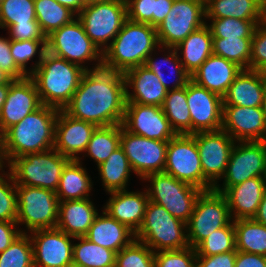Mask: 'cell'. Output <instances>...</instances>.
Here are the masks:
<instances>
[{
  "label": "cell",
  "mask_w": 266,
  "mask_h": 267,
  "mask_svg": "<svg viewBox=\"0 0 266 267\" xmlns=\"http://www.w3.org/2000/svg\"><path fill=\"white\" fill-rule=\"evenodd\" d=\"M123 73L103 67L84 72L79 87L63 110L98 126L122 124L126 107Z\"/></svg>",
  "instance_id": "1"
},
{
  "label": "cell",
  "mask_w": 266,
  "mask_h": 267,
  "mask_svg": "<svg viewBox=\"0 0 266 267\" xmlns=\"http://www.w3.org/2000/svg\"><path fill=\"white\" fill-rule=\"evenodd\" d=\"M59 110L42 105L1 135L3 156L7 165L16 157L54 148Z\"/></svg>",
  "instance_id": "2"
},
{
  "label": "cell",
  "mask_w": 266,
  "mask_h": 267,
  "mask_svg": "<svg viewBox=\"0 0 266 267\" xmlns=\"http://www.w3.org/2000/svg\"><path fill=\"white\" fill-rule=\"evenodd\" d=\"M159 46L155 27L127 19L103 52L102 67L124 73L144 65L146 58Z\"/></svg>",
  "instance_id": "3"
},
{
  "label": "cell",
  "mask_w": 266,
  "mask_h": 267,
  "mask_svg": "<svg viewBox=\"0 0 266 267\" xmlns=\"http://www.w3.org/2000/svg\"><path fill=\"white\" fill-rule=\"evenodd\" d=\"M85 71L46 51L29 77L36 85L42 105L63 109L71 101Z\"/></svg>",
  "instance_id": "4"
},
{
  "label": "cell",
  "mask_w": 266,
  "mask_h": 267,
  "mask_svg": "<svg viewBox=\"0 0 266 267\" xmlns=\"http://www.w3.org/2000/svg\"><path fill=\"white\" fill-rule=\"evenodd\" d=\"M135 239L154 252L189 246L186 223L173 217L163 206L149 200Z\"/></svg>",
  "instance_id": "5"
},
{
  "label": "cell",
  "mask_w": 266,
  "mask_h": 267,
  "mask_svg": "<svg viewBox=\"0 0 266 267\" xmlns=\"http://www.w3.org/2000/svg\"><path fill=\"white\" fill-rule=\"evenodd\" d=\"M46 46L50 54L77 64L86 71L102 67L103 53L87 36L78 17L48 35ZM92 61L95 63L89 68Z\"/></svg>",
  "instance_id": "6"
},
{
  "label": "cell",
  "mask_w": 266,
  "mask_h": 267,
  "mask_svg": "<svg viewBox=\"0 0 266 267\" xmlns=\"http://www.w3.org/2000/svg\"><path fill=\"white\" fill-rule=\"evenodd\" d=\"M70 159L54 148L14 158L6 168L16 185L39 187L56 192L62 170Z\"/></svg>",
  "instance_id": "7"
},
{
  "label": "cell",
  "mask_w": 266,
  "mask_h": 267,
  "mask_svg": "<svg viewBox=\"0 0 266 267\" xmlns=\"http://www.w3.org/2000/svg\"><path fill=\"white\" fill-rule=\"evenodd\" d=\"M146 192L150 201L163 206L173 217L187 223L203 190L177 180L165 172L148 174Z\"/></svg>",
  "instance_id": "8"
},
{
  "label": "cell",
  "mask_w": 266,
  "mask_h": 267,
  "mask_svg": "<svg viewBox=\"0 0 266 267\" xmlns=\"http://www.w3.org/2000/svg\"><path fill=\"white\" fill-rule=\"evenodd\" d=\"M17 218L21 233L38 229L56 228L58 222L59 200L56 192L24 185H16ZM25 226V230L23 227ZM27 229V230H26Z\"/></svg>",
  "instance_id": "9"
},
{
  "label": "cell",
  "mask_w": 266,
  "mask_h": 267,
  "mask_svg": "<svg viewBox=\"0 0 266 267\" xmlns=\"http://www.w3.org/2000/svg\"><path fill=\"white\" fill-rule=\"evenodd\" d=\"M77 17L82 22L87 36L103 53L127 20L126 1L106 0L88 3Z\"/></svg>",
  "instance_id": "10"
},
{
  "label": "cell",
  "mask_w": 266,
  "mask_h": 267,
  "mask_svg": "<svg viewBox=\"0 0 266 267\" xmlns=\"http://www.w3.org/2000/svg\"><path fill=\"white\" fill-rule=\"evenodd\" d=\"M164 172L203 191L214 187L203 176L194 134H177L168 141Z\"/></svg>",
  "instance_id": "11"
},
{
  "label": "cell",
  "mask_w": 266,
  "mask_h": 267,
  "mask_svg": "<svg viewBox=\"0 0 266 267\" xmlns=\"http://www.w3.org/2000/svg\"><path fill=\"white\" fill-rule=\"evenodd\" d=\"M231 221L225 196L214 189L203 191L186 223L189 246L195 249L214 230L227 226Z\"/></svg>",
  "instance_id": "12"
},
{
  "label": "cell",
  "mask_w": 266,
  "mask_h": 267,
  "mask_svg": "<svg viewBox=\"0 0 266 267\" xmlns=\"http://www.w3.org/2000/svg\"><path fill=\"white\" fill-rule=\"evenodd\" d=\"M206 24L205 1L174 0L172 9L156 27L160 46L176 47L187 36Z\"/></svg>",
  "instance_id": "13"
},
{
  "label": "cell",
  "mask_w": 266,
  "mask_h": 267,
  "mask_svg": "<svg viewBox=\"0 0 266 267\" xmlns=\"http://www.w3.org/2000/svg\"><path fill=\"white\" fill-rule=\"evenodd\" d=\"M253 177H266V145L264 141H236L223 183L213 189L223 193L227 188Z\"/></svg>",
  "instance_id": "14"
},
{
  "label": "cell",
  "mask_w": 266,
  "mask_h": 267,
  "mask_svg": "<svg viewBox=\"0 0 266 267\" xmlns=\"http://www.w3.org/2000/svg\"><path fill=\"white\" fill-rule=\"evenodd\" d=\"M120 147L140 180L148 174L164 172L168 142L133 134L121 124Z\"/></svg>",
  "instance_id": "15"
},
{
  "label": "cell",
  "mask_w": 266,
  "mask_h": 267,
  "mask_svg": "<svg viewBox=\"0 0 266 267\" xmlns=\"http://www.w3.org/2000/svg\"><path fill=\"white\" fill-rule=\"evenodd\" d=\"M195 141L205 179L215 187L221 182L236 141L224 130L197 132ZM220 180V181H219Z\"/></svg>",
  "instance_id": "16"
},
{
  "label": "cell",
  "mask_w": 266,
  "mask_h": 267,
  "mask_svg": "<svg viewBox=\"0 0 266 267\" xmlns=\"http://www.w3.org/2000/svg\"><path fill=\"white\" fill-rule=\"evenodd\" d=\"M186 98L191 116V134L222 129L223 97L196 84H186Z\"/></svg>",
  "instance_id": "17"
},
{
  "label": "cell",
  "mask_w": 266,
  "mask_h": 267,
  "mask_svg": "<svg viewBox=\"0 0 266 267\" xmlns=\"http://www.w3.org/2000/svg\"><path fill=\"white\" fill-rule=\"evenodd\" d=\"M28 234L33 245L34 267H68L73 264L74 237L57 228L38 229Z\"/></svg>",
  "instance_id": "18"
},
{
  "label": "cell",
  "mask_w": 266,
  "mask_h": 267,
  "mask_svg": "<svg viewBox=\"0 0 266 267\" xmlns=\"http://www.w3.org/2000/svg\"><path fill=\"white\" fill-rule=\"evenodd\" d=\"M122 126L133 134L164 142L177 135L158 106L126 103Z\"/></svg>",
  "instance_id": "19"
},
{
  "label": "cell",
  "mask_w": 266,
  "mask_h": 267,
  "mask_svg": "<svg viewBox=\"0 0 266 267\" xmlns=\"http://www.w3.org/2000/svg\"><path fill=\"white\" fill-rule=\"evenodd\" d=\"M42 106L34 81L27 76L13 80L0 113V135Z\"/></svg>",
  "instance_id": "20"
},
{
  "label": "cell",
  "mask_w": 266,
  "mask_h": 267,
  "mask_svg": "<svg viewBox=\"0 0 266 267\" xmlns=\"http://www.w3.org/2000/svg\"><path fill=\"white\" fill-rule=\"evenodd\" d=\"M222 130L235 141H264L266 120L262 107L223 105Z\"/></svg>",
  "instance_id": "21"
},
{
  "label": "cell",
  "mask_w": 266,
  "mask_h": 267,
  "mask_svg": "<svg viewBox=\"0 0 266 267\" xmlns=\"http://www.w3.org/2000/svg\"><path fill=\"white\" fill-rule=\"evenodd\" d=\"M96 127L95 124L73 118L60 109L55 125L54 149L70 160H78L85 152Z\"/></svg>",
  "instance_id": "22"
},
{
  "label": "cell",
  "mask_w": 266,
  "mask_h": 267,
  "mask_svg": "<svg viewBox=\"0 0 266 267\" xmlns=\"http://www.w3.org/2000/svg\"><path fill=\"white\" fill-rule=\"evenodd\" d=\"M123 76L125 80L126 103L162 106L168 90L153 71L144 65H140L127 70L123 73Z\"/></svg>",
  "instance_id": "23"
},
{
  "label": "cell",
  "mask_w": 266,
  "mask_h": 267,
  "mask_svg": "<svg viewBox=\"0 0 266 267\" xmlns=\"http://www.w3.org/2000/svg\"><path fill=\"white\" fill-rule=\"evenodd\" d=\"M109 199L103 210L134 233L140 228L149 198L146 189L141 191L121 190L106 193Z\"/></svg>",
  "instance_id": "24"
},
{
  "label": "cell",
  "mask_w": 266,
  "mask_h": 267,
  "mask_svg": "<svg viewBox=\"0 0 266 267\" xmlns=\"http://www.w3.org/2000/svg\"><path fill=\"white\" fill-rule=\"evenodd\" d=\"M265 189L266 177H253L227 188L222 194L232 220L254 218Z\"/></svg>",
  "instance_id": "25"
},
{
  "label": "cell",
  "mask_w": 266,
  "mask_h": 267,
  "mask_svg": "<svg viewBox=\"0 0 266 267\" xmlns=\"http://www.w3.org/2000/svg\"><path fill=\"white\" fill-rule=\"evenodd\" d=\"M241 70L236 63L212 54L191 75V80L223 97Z\"/></svg>",
  "instance_id": "26"
},
{
  "label": "cell",
  "mask_w": 266,
  "mask_h": 267,
  "mask_svg": "<svg viewBox=\"0 0 266 267\" xmlns=\"http://www.w3.org/2000/svg\"><path fill=\"white\" fill-rule=\"evenodd\" d=\"M91 198L59 202L56 228L72 237H83L99 214Z\"/></svg>",
  "instance_id": "27"
},
{
  "label": "cell",
  "mask_w": 266,
  "mask_h": 267,
  "mask_svg": "<svg viewBox=\"0 0 266 267\" xmlns=\"http://www.w3.org/2000/svg\"><path fill=\"white\" fill-rule=\"evenodd\" d=\"M266 81L260 71L242 69L223 96V105L262 106Z\"/></svg>",
  "instance_id": "28"
},
{
  "label": "cell",
  "mask_w": 266,
  "mask_h": 267,
  "mask_svg": "<svg viewBox=\"0 0 266 267\" xmlns=\"http://www.w3.org/2000/svg\"><path fill=\"white\" fill-rule=\"evenodd\" d=\"M85 237L97 245L118 253L135 240V233L102 210Z\"/></svg>",
  "instance_id": "29"
},
{
  "label": "cell",
  "mask_w": 266,
  "mask_h": 267,
  "mask_svg": "<svg viewBox=\"0 0 266 267\" xmlns=\"http://www.w3.org/2000/svg\"><path fill=\"white\" fill-rule=\"evenodd\" d=\"M158 52L159 54L163 52L164 55L159 57L162 59L157 60V56H159ZM163 65H165V69ZM144 66H146L149 70L153 71L156 76H158L160 82L168 91L185 87L188 81L191 79V76L185 71L175 47L159 46L146 58ZM168 68L170 75H168L169 72L165 73V75H168L169 77H171L172 75L174 77H172L173 81L172 79L170 80L169 77L168 79L164 75V70ZM170 81L172 82V84H170Z\"/></svg>",
  "instance_id": "30"
},
{
  "label": "cell",
  "mask_w": 266,
  "mask_h": 267,
  "mask_svg": "<svg viewBox=\"0 0 266 267\" xmlns=\"http://www.w3.org/2000/svg\"><path fill=\"white\" fill-rule=\"evenodd\" d=\"M212 43L211 31L205 24L175 47L185 71L190 76L213 54Z\"/></svg>",
  "instance_id": "31"
},
{
  "label": "cell",
  "mask_w": 266,
  "mask_h": 267,
  "mask_svg": "<svg viewBox=\"0 0 266 267\" xmlns=\"http://www.w3.org/2000/svg\"><path fill=\"white\" fill-rule=\"evenodd\" d=\"M79 160H69L64 166L56 195L60 201L91 198L93 180Z\"/></svg>",
  "instance_id": "32"
},
{
  "label": "cell",
  "mask_w": 266,
  "mask_h": 267,
  "mask_svg": "<svg viewBox=\"0 0 266 267\" xmlns=\"http://www.w3.org/2000/svg\"><path fill=\"white\" fill-rule=\"evenodd\" d=\"M206 19L263 20L264 0H205Z\"/></svg>",
  "instance_id": "33"
},
{
  "label": "cell",
  "mask_w": 266,
  "mask_h": 267,
  "mask_svg": "<svg viewBox=\"0 0 266 267\" xmlns=\"http://www.w3.org/2000/svg\"><path fill=\"white\" fill-rule=\"evenodd\" d=\"M102 187L106 193L128 190L131 173H134L123 149L119 147L109 158L97 166Z\"/></svg>",
  "instance_id": "34"
},
{
  "label": "cell",
  "mask_w": 266,
  "mask_h": 267,
  "mask_svg": "<svg viewBox=\"0 0 266 267\" xmlns=\"http://www.w3.org/2000/svg\"><path fill=\"white\" fill-rule=\"evenodd\" d=\"M121 124L110 126H98L93 131L90 141L82 157H90L99 166L105 162L109 156L120 147Z\"/></svg>",
  "instance_id": "35"
},
{
  "label": "cell",
  "mask_w": 266,
  "mask_h": 267,
  "mask_svg": "<svg viewBox=\"0 0 266 267\" xmlns=\"http://www.w3.org/2000/svg\"><path fill=\"white\" fill-rule=\"evenodd\" d=\"M237 251L266 256V225L251 219L234 220Z\"/></svg>",
  "instance_id": "36"
},
{
  "label": "cell",
  "mask_w": 266,
  "mask_h": 267,
  "mask_svg": "<svg viewBox=\"0 0 266 267\" xmlns=\"http://www.w3.org/2000/svg\"><path fill=\"white\" fill-rule=\"evenodd\" d=\"M73 265L78 267H115L116 253L91 242L85 236L75 237Z\"/></svg>",
  "instance_id": "37"
},
{
  "label": "cell",
  "mask_w": 266,
  "mask_h": 267,
  "mask_svg": "<svg viewBox=\"0 0 266 267\" xmlns=\"http://www.w3.org/2000/svg\"><path fill=\"white\" fill-rule=\"evenodd\" d=\"M176 134H191V116L186 98V86L169 90L161 106Z\"/></svg>",
  "instance_id": "38"
},
{
  "label": "cell",
  "mask_w": 266,
  "mask_h": 267,
  "mask_svg": "<svg viewBox=\"0 0 266 267\" xmlns=\"http://www.w3.org/2000/svg\"><path fill=\"white\" fill-rule=\"evenodd\" d=\"M34 5L36 20L46 37L77 17L73 11L55 0H34Z\"/></svg>",
  "instance_id": "39"
},
{
  "label": "cell",
  "mask_w": 266,
  "mask_h": 267,
  "mask_svg": "<svg viewBox=\"0 0 266 267\" xmlns=\"http://www.w3.org/2000/svg\"><path fill=\"white\" fill-rule=\"evenodd\" d=\"M252 38H213V54L249 69Z\"/></svg>",
  "instance_id": "40"
},
{
  "label": "cell",
  "mask_w": 266,
  "mask_h": 267,
  "mask_svg": "<svg viewBox=\"0 0 266 267\" xmlns=\"http://www.w3.org/2000/svg\"><path fill=\"white\" fill-rule=\"evenodd\" d=\"M47 40H24L16 41L10 39V50L11 55L16 63V65L29 76L41 63L44 53L47 51ZM38 55V56H37ZM36 58L34 64H31L29 68L27 65L30 61L34 62L33 59Z\"/></svg>",
  "instance_id": "41"
},
{
  "label": "cell",
  "mask_w": 266,
  "mask_h": 267,
  "mask_svg": "<svg viewBox=\"0 0 266 267\" xmlns=\"http://www.w3.org/2000/svg\"><path fill=\"white\" fill-rule=\"evenodd\" d=\"M213 38H252L254 30L263 20L237 18L206 19Z\"/></svg>",
  "instance_id": "42"
},
{
  "label": "cell",
  "mask_w": 266,
  "mask_h": 267,
  "mask_svg": "<svg viewBox=\"0 0 266 267\" xmlns=\"http://www.w3.org/2000/svg\"><path fill=\"white\" fill-rule=\"evenodd\" d=\"M37 22L34 0H1L0 29L18 23Z\"/></svg>",
  "instance_id": "43"
},
{
  "label": "cell",
  "mask_w": 266,
  "mask_h": 267,
  "mask_svg": "<svg viewBox=\"0 0 266 267\" xmlns=\"http://www.w3.org/2000/svg\"><path fill=\"white\" fill-rule=\"evenodd\" d=\"M195 249L197 256H213L229 251H237L234 220L227 226L214 230Z\"/></svg>",
  "instance_id": "44"
},
{
  "label": "cell",
  "mask_w": 266,
  "mask_h": 267,
  "mask_svg": "<svg viewBox=\"0 0 266 267\" xmlns=\"http://www.w3.org/2000/svg\"><path fill=\"white\" fill-rule=\"evenodd\" d=\"M0 267H34L33 245L29 234L22 233L0 253Z\"/></svg>",
  "instance_id": "45"
},
{
  "label": "cell",
  "mask_w": 266,
  "mask_h": 267,
  "mask_svg": "<svg viewBox=\"0 0 266 267\" xmlns=\"http://www.w3.org/2000/svg\"><path fill=\"white\" fill-rule=\"evenodd\" d=\"M154 253L149 246L135 239L116 253L115 267H155Z\"/></svg>",
  "instance_id": "46"
},
{
  "label": "cell",
  "mask_w": 266,
  "mask_h": 267,
  "mask_svg": "<svg viewBox=\"0 0 266 267\" xmlns=\"http://www.w3.org/2000/svg\"><path fill=\"white\" fill-rule=\"evenodd\" d=\"M17 191L13 176L8 171L0 173V221L16 222Z\"/></svg>",
  "instance_id": "47"
},
{
  "label": "cell",
  "mask_w": 266,
  "mask_h": 267,
  "mask_svg": "<svg viewBox=\"0 0 266 267\" xmlns=\"http://www.w3.org/2000/svg\"><path fill=\"white\" fill-rule=\"evenodd\" d=\"M155 267H196L197 253L193 247L154 253Z\"/></svg>",
  "instance_id": "48"
},
{
  "label": "cell",
  "mask_w": 266,
  "mask_h": 267,
  "mask_svg": "<svg viewBox=\"0 0 266 267\" xmlns=\"http://www.w3.org/2000/svg\"><path fill=\"white\" fill-rule=\"evenodd\" d=\"M266 64V24H257L251 40L250 70L259 71Z\"/></svg>",
  "instance_id": "49"
},
{
  "label": "cell",
  "mask_w": 266,
  "mask_h": 267,
  "mask_svg": "<svg viewBox=\"0 0 266 267\" xmlns=\"http://www.w3.org/2000/svg\"><path fill=\"white\" fill-rule=\"evenodd\" d=\"M156 0H127V19L154 27V7Z\"/></svg>",
  "instance_id": "50"
},
{
  "label": "cell",
  "mask_w": 266,
  "mask_h": 267,
  "mask_svg": "<svg viewBox=\"0 0 266 267\" xmlns=\"http://www.w3.org/2000/svg\"><path fill=\"white\" fill-rule=\"evenodd\" d=\"M8 37L16 41L47 40L38 22L18 23L7 29Z\"/></svg>",
  "instance_id": "51"
},
{
  "label": "cell",
  "mask_w": 266,
  "mask_h": 267,
  "mask_svg": "<svg viewBox=\"0 0 266 267\" xmlns=\"http://www.w3.org/2000/svg\"><path fill=\"white\" fill-rule=\"evenodd\" d=\"M0 68L14 80L26 78L27 75L16 65L10 50V38L0 36Z\"/></svg>",
  "instance_id": "52"
},
{
  "label": "cell",
  "mask_w": 266,
  "mask_h": 267,
  "mask_svg": "<svg viewBox=\"0 0 266 267\" xmlns=\"http://www.w3.org/2000/svg\"><path fill=\"white\" fill-rule=\"evenodd\" d=\"M237 251L213 256H197L196 267H234Z\"/></svg>",
  "instance_id": "53"
},
{
  "label": "cell",
  "mask_w": 266,
  "mask_h": 267,
  "mask_svg": "<svg viewBox=\"0 0 266 267\" xmlns=\"http://www.w3.org/2000/svg\"><path fill=\"white\" fill-rule=\"evenodd\" d=\"M17 222L0 221V253L21 235Z\"/></svg>",
  "instance_id": "54"
},
{
  "label": "cell",
  "mask_w": 266,
  "mask_h": 267,
  "mask_svg": "<svg viewBox=\"0 0 266 267\" xmlns=\"http://www.w3.org/2000/svg\"><path fill=\"white\" fill-rule=\"evenodd\" d=\"M234 267H266V256L237 251Z\"/></svg>",
  "instance_id": "55"
},
{
  "label": "cell",
  "mask_w": 266,
  "mask_h": 267,
  "mask_svg": "<svg viewBox=\"0 0 266 267\" xmlns=\"http://www.w3.org/2000/svg\"><path fill=\"white\" fill-rule=\"evenodd\" d=\"M174 0H156L154 7V27L162 23L172 9Z\"/></svg>",
  "instance_id": "56"
},
{
  "label": "cell",
  "mask_w": 266,
  "mask_h": 267,
  "mask_svg": "<svg viewBox=\"0 0 266 267\" xmlns=\"http://www.w3.org/2000/svg\"><path fill=\"white\" fill-rule=\"evenodd\" d=\"M55 1L69 8L76 15H78L80 11L86 6L84 0H55Z\"/></svg>",
  "instance_id": "57"
},
{
  "label": "cell",
  "mask_w": 266,
  "mask_h": 267,
  "mask_svg": "<svg viewBox=\"0 0 266 267\" xmlns=\"http://www.w3.org/2000/svg\"><path fill=\"white\" fill-rule=\"evenodd\" d=\"M253 219L263 225H266V189Z\"/></svg>",
  "instance_id": "58"
},
{
  "label": "cell",
  "mask_w": 266,
  "mask_h": 267,
  "mask_svg": "<svg viewBox=\"0 0 266 267\" xmlns=\"http://www.w3.org/2000/svg\"><path fill=\"white\" fill-rule=\"evenodd\" d=\"M8 91H9V85H0V113L4 105V102L6 100Z\"/></svg>",
  "instance_id": "59"
},
{
  "label": "cell",
  "mask_w": 266,
  "mask_h": 267,
  "mask_svg": "<svg viewBox=\"0 0 266 267\" xmlns=\"http://www.w3.org/2000/svg\"><path fill=\"white\" fill-rule=\"evenodd\" d=\"M14 79L0 68V85H9Z\"/></svg>",
  "instance_id": "60"
},
{
  "label": "cell",
  "mask_w": 266,
  "mask_h": 267,
  "mask_svg": "<svg viewBox=\"0 0 266 267\" xmlns=\"http://www.w3.org/2000/svg\"><path fill=\"white\" fill-rule=\"evenodd\" d=\"M7 167V163L3 156V149H2V136L0 135V172L5 171V168Z\"/></svg>",
  "instance_id": "61"
},
{
  "label": "cell",
  "mask_w": 266,
  "mask_h": 267,
  "mask_svg": "<svg viewBox=\"0 0 266 267\" xmlns=\"http://www.w3.org/2000/svg\"><path fill=\"white\" fill-rule=\"evenodd\" d=\"M262 110H263V114L265 116V120H266V90L264 93V98H263V102H262Z\"/></svg>",
  "instance_id": "62"
},
{
  "label": "cell",
  "mask_w": 266,
  "mask_h": 267,
  "mask_svg": "<svg viewBox=\"0 0 266 267\" xmlns=\"http://www.w3.org/2000/svg\"><path fill=\"white\" fill-rule=\"evenodd\" d=\"M262 78L266 81V64L259 70Z\"/></svg>",
  "instance_id": "63"
},
{
  "label": "cell",
  "mask_w": 266,
  "mask_h": 267,
  "mask_svg": "<svg viewBox=\"0 0 266 267\" xmlns=\"http://www.w3.org/2000/svg\"><path fill=\"white\" fill-rule=\"evenodd\" d=\"M263 22L266 24V1H264Z\"/></svg>",
  "instance_id": "64"
},
{
  "label": "cell",
  "mask_w": 266,
  "mask_h": 267,
  "mask_svg": "<svg viewBox=\"0 0 266 267\" xmlns=\"http://www.w3.org/2000/svg\"><path fill=\"white\" fill-rule=\"evenodd\" d=\"M85 4L92 3V2H99V1H106V0H84Z\"/></svg>",
  "instance_id": "65"
},
{
  "label": "cell",
  "mask_w": 266,
  "mask_h": 267,
  "mask_svg": "<svg viewBox=\"0 0 266 267\" xmlns=\"http://www.w3.org/2000/svg\"><path fill=\"white\" fill-rule=\"evenodd\" d=\"M68 267H78V266H75V265L72 264V265H70V266H68Z\"/></svg>",
  "instance_id": "66"
}]
</instances>
